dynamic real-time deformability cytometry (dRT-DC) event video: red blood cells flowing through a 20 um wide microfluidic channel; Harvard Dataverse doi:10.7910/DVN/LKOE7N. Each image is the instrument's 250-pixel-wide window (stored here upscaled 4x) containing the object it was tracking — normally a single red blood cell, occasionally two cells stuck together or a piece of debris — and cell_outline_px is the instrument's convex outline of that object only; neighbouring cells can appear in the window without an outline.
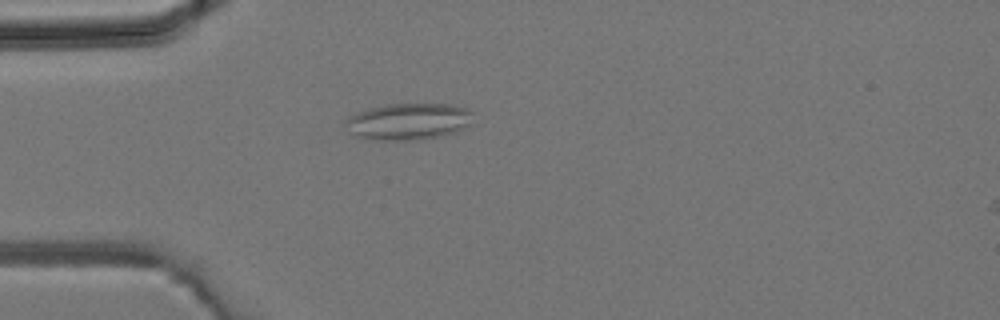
{"species": "common noctule bat (a hibernating species)", "species_latin": "Nyctalus noctula", "temperature_condition": "room temperature", "stored_images_in_passage": 14, "camera_frame_rate_fps": 3000, "um_per_image_px": 0.085, "animal": {"sex": "male", "body_mass_g": 19.2, "forearm_length_mm": 51.8}, "frame": {"image": 1, "passage_image": 12, "time_ms": 3.667, "image_size_px": [1000, 320], "cell_outline_px": [[472, 124], [456, 132], [424, 140], [372, 140], [356, 136], [348, 132], [344, 120], [348, 116], [368, 108], [388, 104], [448, 104], [468, 108], [472, 112]], "centroid_in_image_um": [34.71, 10.34], "position_along_channel_um": 50.3, "area_um2": 27.69}}